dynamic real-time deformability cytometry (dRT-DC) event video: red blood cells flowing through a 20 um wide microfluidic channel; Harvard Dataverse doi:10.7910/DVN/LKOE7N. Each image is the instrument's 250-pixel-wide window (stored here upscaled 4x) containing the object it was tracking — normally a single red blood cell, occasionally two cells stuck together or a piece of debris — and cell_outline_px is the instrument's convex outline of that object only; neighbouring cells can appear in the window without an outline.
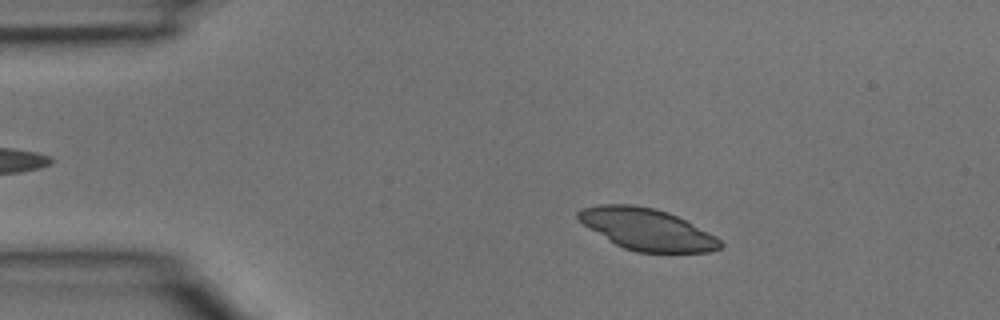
{"species": "common noctule bat (a hibernating species)", "species_latin": "Nyctalus noctula", "temperature_condition": "room temperature", "stored_images_in_passage": 4, "camera_frame_rate_fps": 3000, "um_per_image_px": 0.085, "animal": {"sex": "male", "body_mass_g": 15.6}, "frame": {"image": 1, "passage_image": 3, "time_ms": 0.667, "image_size_px": [1000, 320], "cell_outline_px": [[724, 244], [720, 248], [708, 252], [636, 252], [624, 248], [616, 244], [584, 224], [576, 216], [576, 212], [580, 208], [596, 204], [632, 204], [656, 208], [668, 212], [716, 236]], "centroid_in_image_um": [54.98, 19.47], "position_along_channel_um": 30.0, "area_um2": 34.16}}